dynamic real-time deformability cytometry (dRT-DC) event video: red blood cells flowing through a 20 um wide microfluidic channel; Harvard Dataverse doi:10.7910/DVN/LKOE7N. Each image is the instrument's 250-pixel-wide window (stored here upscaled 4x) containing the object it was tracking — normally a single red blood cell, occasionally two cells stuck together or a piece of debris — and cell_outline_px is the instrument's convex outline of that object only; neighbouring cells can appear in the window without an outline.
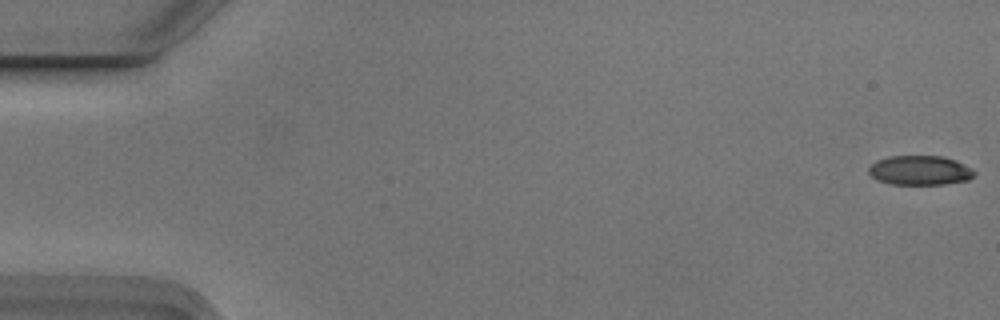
{"species": "Egyptian fruit bat (a non-hibernating species)", "species_latin": "Rousettus aegyptiacus", "temperature_condition": "cold", "stored_images_in_passage": 6, "camera_frame_rate_fps": 3000, "um_per_image_px": 0.085, "animal": {"sex": "male"}, "frame": {"image": 1, "passage_image": 1, "time_ms": 0.0, "image_size_px": [1000, 320], "cell_outline_px": [[976, 172], [968, 180], [944, 184], [892, 184], [876, 180], [868, 172], [868, 168], [876, 160], [888, 156], [944, 156], [956, 160], [972, 168]], "centroid_in_image_um": [78.19, 14.47], "position_along_channel_um": 6.8, "area_um2": 18.21}}
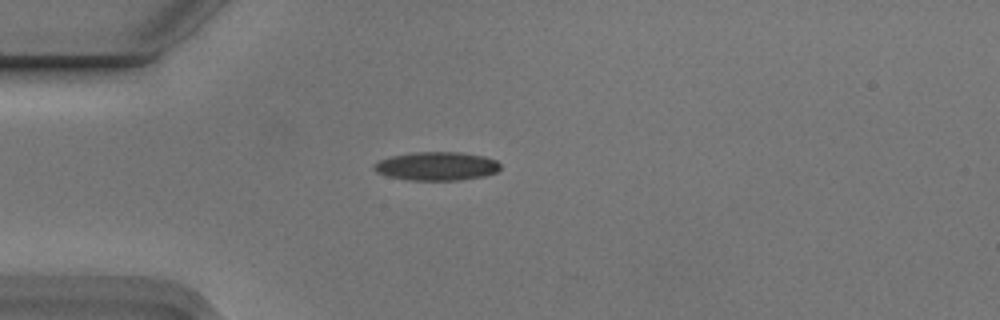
{"frame": {"image": 2, "passage_image": 5, "time_ms": 1.333, "image_size_px": [1000, 320], "cell_outline_px": [[500, 168], [496, 172], [484, 176], [460, 180], [408, 180], [388, 176], [376, 172], [372, 168], [372, 164], [380, 160], [392, 156], [412, 152], [460, 152], [484, 156], [496, 160], [500, 164]], "centroid_in_image_um": [37.1, 14.12], "position_along_channel_um": 47.9, "area_um2": 21.1}}